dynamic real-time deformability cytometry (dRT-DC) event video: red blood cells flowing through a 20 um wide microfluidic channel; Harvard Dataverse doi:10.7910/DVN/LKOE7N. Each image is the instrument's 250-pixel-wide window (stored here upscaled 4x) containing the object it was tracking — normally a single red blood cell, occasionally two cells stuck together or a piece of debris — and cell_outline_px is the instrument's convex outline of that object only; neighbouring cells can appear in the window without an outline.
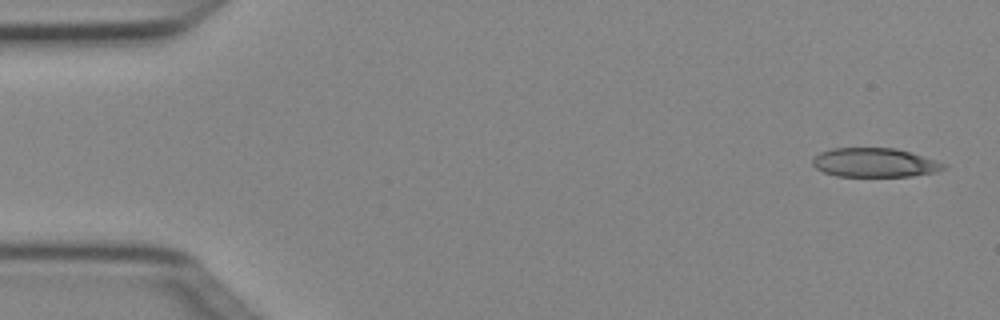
{"species": "Egyptian fruit bat (a non-hibernating species)", "species_latin": "Rousettus aegyptiacus", "temperature_condition": "cold", "stored_images_in_passage": 5, "camera_frame_rate_fps": 3000, "um_per_image_px": 0.085, "animal": {"sex": "female"}, "frame": {"image": 1, "passage_image": 1, "time_ms": 0.0, "image_size_px": [1000, 320], "cell_outline_px": [[948, 168], [936, 172], [912, 176], [836, 176], [824, 172], [816, 168], [812, 164], [812, 160], [820, 152], [832, 148], [896, 148], [936, 160], [948, 164]], "centroid_in_image_um": [74.38, 13.82], "position_along_channel_um": 10.6, "area_um2": 22.25}}
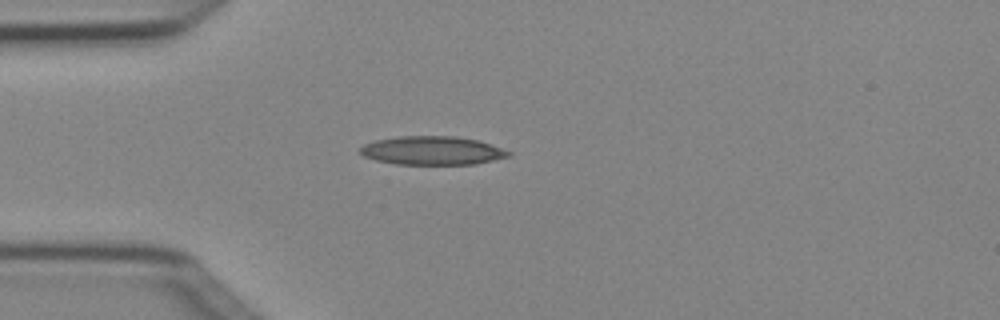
{"frame": {"image": 2, "passage_image": 4, "time_ms": 1.0, "image_size_px": [1000, 320], "cell_outline_px": [[512, 156], [476, 164], [396, 164], [376, 160], [364, 156], [360, 152], [360, 148], [364, 144], [376, 140], [400, 136], [452, 136], [476, 140], [512, 152]], "centroid_in_image_um": [36.74, 12.8], "position_along_channel_um": 48.3, "area_um2": 24.51}}